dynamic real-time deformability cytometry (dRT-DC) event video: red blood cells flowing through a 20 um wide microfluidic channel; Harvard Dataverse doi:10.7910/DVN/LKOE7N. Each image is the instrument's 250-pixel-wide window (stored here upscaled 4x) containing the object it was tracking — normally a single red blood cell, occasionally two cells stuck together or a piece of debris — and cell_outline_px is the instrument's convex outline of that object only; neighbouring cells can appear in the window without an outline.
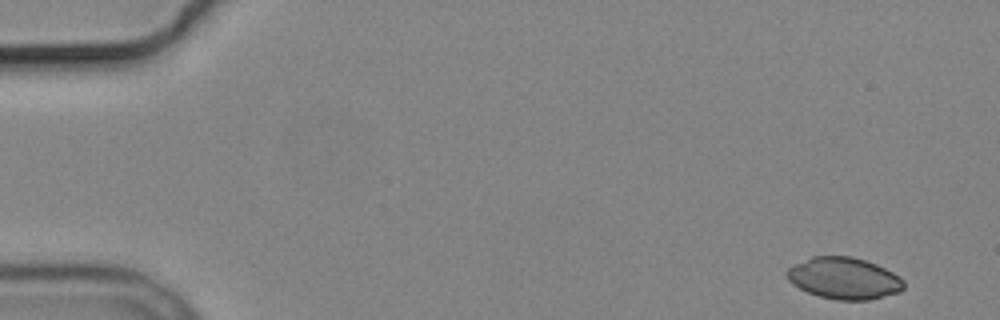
{"species": "common noctule bat (a hibernating species)", "species_latin": "Nyctalus noctula", "temperature_condition": "cold", "stored_images_in_passage": 5, "camera_frame_rate_fps": 3000, "um_per_image_px": 0.085, "animal": {"sex": "male", "body_mass_g": 19.2, "forearm_length_mm": 51.8}, "frame": {"image": 1, "passage_image": 1, "time_ms": 0.0, "image_size_px": [1000, 320], "cell_outline_px": [[904, 288], [900, 292], [868, 300], [836, 300], [820, 296], [808, 292], [792, 284], [788, 280], [784, 272], [788, 268], [812, 256], [852, 256], [876, 264], [900, 276], [904, 280]], "centroid_in_image_um": [71.74, 23.65], "position_along_channel_um": 13.3, "area_um2": 28.38}}